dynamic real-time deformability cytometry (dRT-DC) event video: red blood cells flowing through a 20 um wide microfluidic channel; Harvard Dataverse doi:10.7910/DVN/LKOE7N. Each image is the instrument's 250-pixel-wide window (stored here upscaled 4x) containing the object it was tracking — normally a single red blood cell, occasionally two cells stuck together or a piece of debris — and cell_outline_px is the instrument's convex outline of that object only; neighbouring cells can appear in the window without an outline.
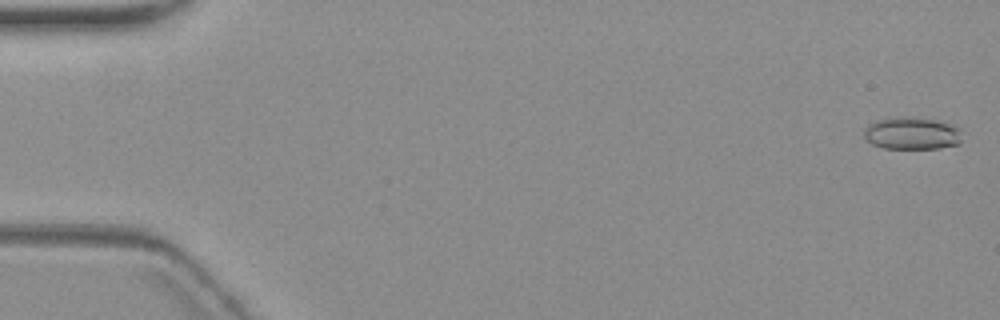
{"species": "common noctule bat (a hibernating species)", "species_latin": "Nyctalus noctula", "temperature_condition": "warm", "stored_images_in_passage": 9, "camera_frame_rate_fps": 3000, "um_per_image_px": 0.085, "animal": {"sex": "female", "body_mass_g": 19.3, "forearm_length_mm": 54.1}, "frame": {"image": 1, "passage_image": 1, "time_ms": 0.0, "image_size_px": [1000, 320], "cell_outline_px": [[960, 140], [956, 144], [940, 148], [884, 148], [872, 144], [864, 136], [864, 128], [868, 124], [876, 120], [896, 116], [912, 116], [936, 120], [956, 124], [960, 128]], "centroid_in_image_um": [77.5, 11.3], "position_along_channel_um": 7.5, "area_um2": 18.73}}
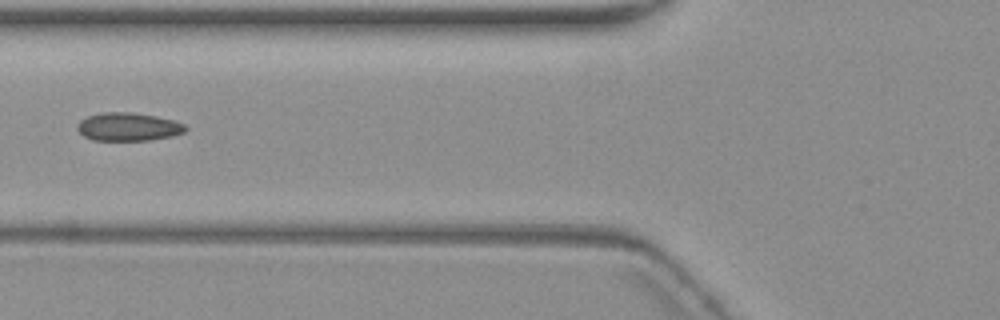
{"frame": {"image": 2, "passage_image": 7, "time_ms": 7.333, "image_size_px": [1000, 320], "cell_outline_px": [[188, 128], [184, 132], [172, 136], [152, 140], [92, 140], [84, 136], [76, 128], [76, 124], [80, 120], [88, 116], [100, 112], [132, 112], [156, 116], [172, 120], [184, 124]], "centroid_in_image_um": [10.88, 10.77], "position_along_channel_um": 114.9, "area_um2": 17.86}}
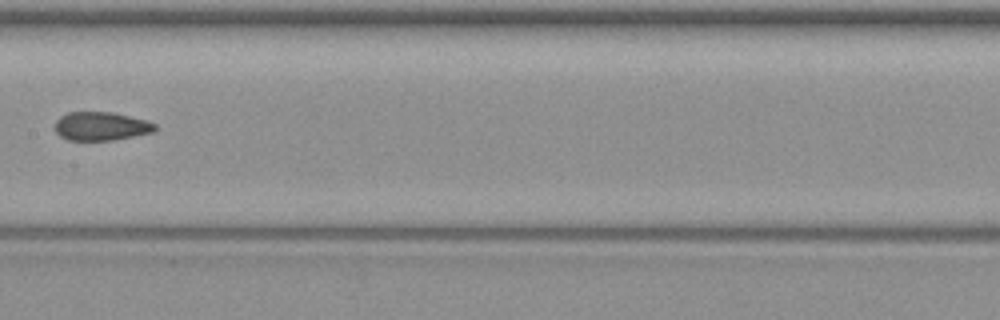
{"frame": {"image": 3, "passage_image": 9, "time_ms": 9.667, "image_size_px": [1000, 320], "cell_outline_px": [[156, 128], [152, 132], [112, 140], [68, 140], [60, 136], [56, 132], [56, 120], [60, 116], [68, 112], [112, 112], [144, 120], [156, 124]], "centroid_in_image_um": [8.55, 10.72], "position_along_channel_um": 198.8, "area_um2": 16.42}}